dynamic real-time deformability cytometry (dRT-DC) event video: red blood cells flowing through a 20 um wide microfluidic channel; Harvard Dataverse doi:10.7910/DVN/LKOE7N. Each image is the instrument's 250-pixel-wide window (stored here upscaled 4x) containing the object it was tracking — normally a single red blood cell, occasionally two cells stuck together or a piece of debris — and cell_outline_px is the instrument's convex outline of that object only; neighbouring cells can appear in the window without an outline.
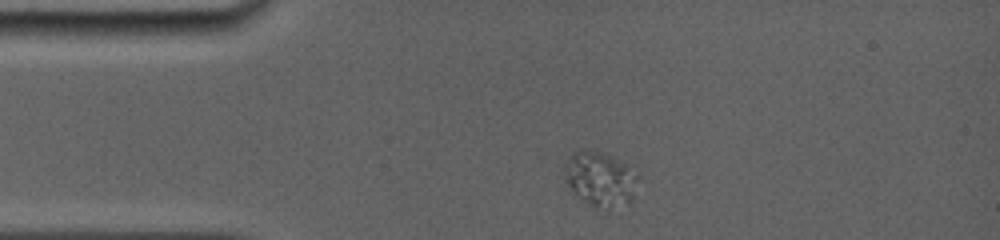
{"species": "common noctule bat (a hibernating species)", "species_latin": "Nyctalus noctula", "temperature_condition": "room temperature", "stored_images_in_passage": 2, "camera_frame_rate_fps": 5000, "um_per_image_px": 0.085, "animal": {"sex": "female", "body_mass_g": 19.0, "forearm_length_mm": 56.7}, "frame": {"image": 1, "passage_image": 1, "time_ms": 0.0, "image_size_px": [1000, 240], "cell_outline_px": [[636, 176], [632, 200], [628, 204], [608, 212], [596, 208], [588, 204], [564, 180], [564, 164], [572, 152], [584, 148], [604, 152], [612, 156], [624, 164]], "centroid_in_image_um": [50.97, 15.23], "position_along_channel_um": 34.0, "area_um2": 23.41}}